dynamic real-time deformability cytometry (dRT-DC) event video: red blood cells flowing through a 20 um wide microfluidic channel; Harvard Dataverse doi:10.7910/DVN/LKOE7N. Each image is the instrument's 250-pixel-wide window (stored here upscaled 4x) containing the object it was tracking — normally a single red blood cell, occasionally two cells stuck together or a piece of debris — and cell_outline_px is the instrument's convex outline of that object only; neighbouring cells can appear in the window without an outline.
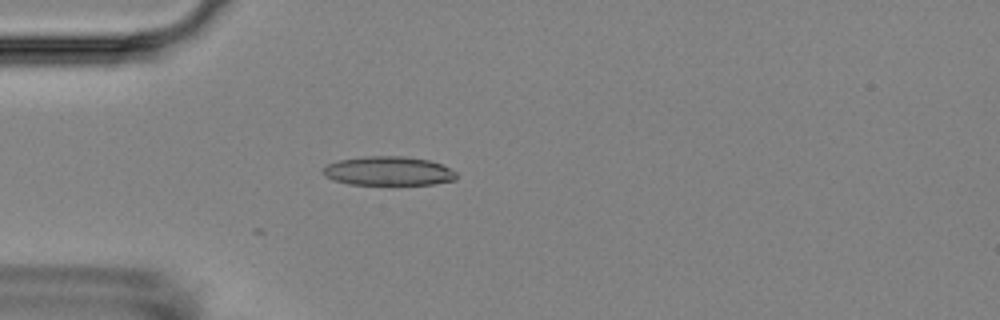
{"species": "Egyptian fruit bat (a non-hibernating species)", "species_latin": "Rousettus aegyptiacus", "temperature_condition": "room temperature", "stored_images_in_passage": 1, "camera_frame_rate_fps": 3000, "um_per_image_px": 0.085, "animal": {"sex": "female"}, "frame": {"image": 1, "passage_image": 1, "time_ms": 0.0, "image_size_px": [1000, 320], "cell_outline_px": [[456, 180], [436, 184], [348, 184], [332, 180], [324, 176], [324, 168], [328, 164], [340, 160], [364, 156], [404, 156], [428, 160], [440, 164], [456, 172]], "centroid_in_image_um": [33.01, 14.54], "position_along_channel_um": 52.0, "area_um2": 22.43}}